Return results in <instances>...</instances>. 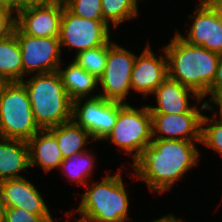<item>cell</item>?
<instances>
[{
  "label": "cell",
  "instance_id": "cell-1",
  "mask_svg": "<svg viewBox=\"0 0 222 222\" xmlns=\"http://www.w3.org/2000/svg\"><path fill=\"white\" fill-rule=\"evenodd\" d=\"M194 141L158 139L145 148L133 163L136 179L159 193L167 190L197 165L199 151Z\"/></svg>",
  "mask_w": 222,
  "mask_h": 222
},
{
  "label": "cell",
  "instance_id": "cell-2",
  "mask_svg": "<svg viewBox=\"0 0 222 222\" xmlns=\"http://www.w3.org/2000/svg\"><path fill=\"white\" fill-rule=\"evenodd\" d=\"M168 62V77L195 91L202 99L210 95L219 54L191 46L178 33L163 47Z\"/></svg>",
  "mask_w": 222,
  "mask_h": 222
},
{
  "label": "cell",
  "instance_id": "cell-3",
  "mask_svg": "<svg viewBox=\"0 0 222 222\" xmlns=\"http://www.w3.org/2000/svg\"><path fill=\"white\" fill-rule=\"evenodd\" d=\"M27 91L34 119L40 129H50L72 120V100L58 71L33 74L21 81Z\"/></svg>",
  "mask_w": 222,
  "mask_h": 222
},
{
  "label": "cell",
  "instance_id": "cell-4",
  "mask_svg": "<svg viewBox=\"0 0 222 222\" xmlns=\"http://www.w3.org/2000/svg\"><path fill=\"white\" fill-rule=\"evenodd\" d=\"M75 212L91 222H126L129 219V198L121 173L106 175L100 182L85 185Z\"/></svg>",
  "mask_w": 222,
  "mask_h": 222
},
{
  "label": "cell",
  "instance_id": "cell-5",
  "mask_svg": "<svg viewBox=\"0 0 222 222\" xmlns=\"http://www.w3.org/2000/svg\"><path fill=\"white\" fill-rule=\"evenodd\" d=\"M129 153L135 162L152 142V117L148 105L135 108L129 103L119 107L118 117L111 132L104 139Z\"/></svg>",
  "mask_w": 222,
  "mask_h": 222
},
{
  "label": "cell",
  "instance_id": "cell-6",
  "mask_svg": "<svg viewBox=\"0 0 222 222\" xmlns=\"http://www.w3.org/2000/svg\"><path fill=\"white\" fill-rule=\"evenodd\" d=\"M38 127L22 82H12L0 96V137L28 141Z\"/></svg>",
  "mask_w": 222,
  "mask_h": 222
},
{
  "label": "cell",
  "instance_id": "cell-7",
  "mask_svg": "<svg viewBox=\"0 0 222 222\" xmlns=\"http://www.w3.org/2000/svg\"><path fill=\"white\" fill-rule=\"evenodd\" d=\"M72 101V120L84 128L94 141H103L116 123L121 102L109 101L97 94Z\"/></svg>",
  "mask_w": 222,
  "mask_h": 222
},
{
  "label": "cell",
  "instance_id": "cell-8",
  "mask_svg": "<svg viewBox=\"0 0 222 222\" xmlns=\"http://www.w3.org/2000/svg\"><path fill=\"white\" fill-rule=\"evenodd\" d=\"M136 55L122 46L108 42V57L103 75L98 79L102 94L109 101L126 103L124 100L131 91V74Z\"/></svg>",
  "mask_w": 222,
  "mask_h": 222
},
{
  "label": "cell",
  "instance_id": "cell-9",
  "mask_svg": "<svg viewBox=\"0 0 222 222\" xmlns=\"http://www.w3.org/2000/svg\"><path fill=\"white\" fill-rule=\"evenodd\" d=\"M109 26L105 21L81 18L64 6L60 22V47L75 48L79 53L105 45L110 41Z\"/></svg>",
  "mask_w": 222,
  "mask_h": 222
},
{
  "label": "cell",
  "instance_id": "cell-10",
  "mask_svg": "<svg viewBox=\"0 0 222 222\" xmlns=\"http://www.w3.org/2000/svg\"><path fill=\"white\" fill-rule=\"evenodd\" d=\"M22 54L23 80L26 74L56 72L61 67L59 37L39 38L24 34L17 26L14 32Z\"/></svg>",
  "mask_w": 222,
  "mask_h": 222
},
{
  "label": "cell",
  "instance_id": "cell-11",
  "mask_svg": "<svg viewBox=\"0 0 222 222\" xmlns=\"http://www.w3.org/2000/svg\"><path fill=\"white\" fill-rule=\"evenodd\" d=\"M63 8V0H53L44 5L21 9L15 15L16 26L27 35L59 37Z\"/></svg>",
  "mask_w": 222,
  "mask_h": 222
},
{
  "label": "cell",
  "instance_id": "cell-12",
  "mask_svg": "<svg viewBox=\"0 0 222 222\" xmlns=\"http://www.w3.org/2000/svg\"><path fill=\"white\" fill-rule=\"evenodd\" d=\"M196 8L194 16L188 15L194 19V22L187 35L177 33L191 46L203 47L219 55L222 54V22L216 11L205 0H200Z\"/></svg>",
  "mask_w": 222,
  "mask_h": 222
},
{
  "label": "cell",
  "instance_id": "cell-13",
  "mask_svg": "<svg viewBox=\"0 0 222 222\" xmlns=\"http://www.w3.org/2000/svg\"><path fill=\"white\" fill-rule=\"evenodd\" d=\"M152 139L201 141V113L151 114Z\"/></svg>",
  "mask_w": 222,
  "mask_h": 222
},
{
  "label": "cell",
  "instance_id": "cell-14",
  "mask_svg": "<svg viewBox=\"0 0 222 222\" xmlns=\"http://www.w3.org/2000/svg\"><path fill=\"white\" fill-rule=\"evenodd\" d=\"M161 50L165 56L160 54L158 58L151 50V46L147 44L142 53L139 56L136 55L131 74V89L141 92L144 97L153 94L168 77L167 56L164 48Z\"/></svg>",
  "mask_w": 222,
  "mask_h": 222
},
{
  "label": "cell",
  "instance_id": "cell-15",
  "mask_svg": "<svg viewBox=\"0 0 222 222\" xmlns=\"http://www.w3.org/2000/svg\"><path fill=\"white\" fill-rule=\"evenodd\" d=\"M0 198L4 207H17L33 214L51 215L43 196L24 177L0 181Z\"/></svg>",
  "mask_w": 222,
  "mask_h": 222
},
{
  "label": "cell",
  "instance_id": "cell-16",
  "mask_svg": "<svg viewBox=\"0 0 222 222\" xmlns=\"http://www.w3.org/2000/svg\"><path fill=\"white\" fill-rule=\"evenodd\" d=\"M191 92V93H190ZM158 106L148 105L151 114L202 113L189 104V94L200 103L203 99L193 90L167 77L153 93Z\"/></svg>",
  "mask_w": 222,
  "mask_h": 222
},
{
  "label": "cell",
  "instance_id": "cell-17",
  "mask_svg": "<svg viewBox=\"0 0 222 222\" xmlns=\"http://www.w3.org/2000/svg\"><path fill=\"white\" fill-rule=\"evenodd\" d=\"M27 144L30 167L40 166L45 172L59 169L64 158L55 135L49 129H40Z\"/></svg>",
  "mask_w": 222,
  "mask_h": 222
},
{
  "label": "cell",
  "instance_id": "cell-18",
  "mask_svg": "<svg viewBox=\"0 0 222 222\" xmlns=\"http://www.w3.org/2000/svg\"><path fill=\"white\" fill-rule=\"evenodd\" d=\"M29 167L27 141L0 137V181L20 178Z\"/></svg>",
  "mask_w": 222,
  "mask_h": 222
},
{
  "label": "cell",
  "instance_id": "cell-19",
  "mask_svg": "<svg viewBox=\"0 0 222 222\" xmlns=\"http://www.w3.org/2000/svg\"><path fill=\"white\" fill-rule=\"evenodd\" d=\"M49 130L55 135L64 159L86 151V143L90 142L88 139L91 138V140H93L88 131L77 125L73 120L62 123Z\"/></svg>",
  "mask_w": 222,
  "mask_h": 222
},
{
  "label": "cell",
  "instance_id": "cell-20",
  "mask_svg": "<svg viewBox=\"0 0 222 222\" xmlns=\"http://www.w3.org/2000/svg\"><path fill=\"white\" fill-rule=\"evenodd\" d=\"M63 86L69 98L73 101L78 98H86L99 86L98 79L86 70L71 61L65 69H58Z\"/></svg>",
  "mask_w": 222,
  "mask_h": 222
},
{
  "label": "cell",
  "instance_id": "cell-21",
  "mask_svg": "<svg viewBox=\"0 0 222 222\" xmlns=\"http://www.w3.org/2000/svg\"><path fill=\"white\" fill-rule=\"evenodd\" d=\"M0 74L12 82L23 80L22 54L14 33L0 40Z\"/></svg>",
  "mask_w": 222,
  "mask_h": 222
},
{
  "label": "cell",
  "instance_id": "cell-22",
  "mask_svg": "<svg viewBox=\"0 0 222 222\" xmlns=\"http://www.w3.org/2000/svg\"><path fill=\"white\" fill-rule=\"evenodd\" d=\"M86 150L84 152L75 154L69 158H65L59 169L65 173V175L70 178L73 183H79L81 185H86V179L91 176L94 170V160H96L94 155Z\"/></svg>",
  "mask_w": 222,
  "mask_h": 222
},
{
  "label": "cell",
  "instance_id": "cell-23",
  "mask_svg": "<svg viewBox=\"0 0 222 222\" xmlns=\"http://www.w3.org/2000/svg\"><path fill=\"white\" fill-rule=\"evenodd\" d=\"M138 0H102V16L114 28L138 16Z\"/></svg>",
  "mask_w": 222,
  "mask_h": 222
},
{
  "label": "cell",
  "instance_id": "cell-24",
  "mask_svg": "<svg viewBox=\"0 0 222 222\" xmlns=\"http://www.w3.org/2000/svg\"><path fill=\"white\" fill-rule=\"evenodd\" d=\"M107 57L108 43L76 53L73 61L89 74L99 79L104 73Z\"/></svg>",
  "mask_w": 222,
  "mask_h": 222
},
{
  "label": "cell",
  "instance_id": "cell-25",
  "mask_svg": "<svg viewBox=\"0 0 222 222\" xmlns=\"http://www.w3.org/2000/svg\"><path fill=\"white\" fill-rule=\"evenodd\" d=\"M216 114H218L217 111L214 119L203 114L200 143L219 152L222 156V115H219L220 119H218Z\"/></svg>",
  "mask_w": 222,
  "mask_h": 222
},
{
  "label": "cell",
  "instance_id": "cell-26",
  "mask_svg": "<svg viewBox=\"0 0 222 222\" xmlns=\"http://www.w3.org/2000/svg\"><path fill=\"white\" fill-rule=\"evenodd\" d=\"M63 3L71 13L81 18L104 21L102 0H63Z\"/></svg>",
  "mask_w": 222,
  "mask_h": 222
},
{
  "label": "cell",
  "instance_id": "cell-27",
  "mask_svg": "<svg viewBox=\"0 0 222 222\" xmlns=\"http://www.w3.org/2000/svg\"><path fill=\"white\" fill-rule=\"evenodd\" d=\"M3 222H54L52 215H38L17 207H4Z\"/></svg>",
  "mask_w": 222,
  "mask_h": 222
},
{
  "label": "cell",
  "instance_id": "cell-28",
  "mask_svg": "<svg viewBox=\"0 0 222 222\" xmlns=\"http://www.w3.org/2000/svg\"><path fill=\"white\" fill-rule=\"evenodd\" d=\"M7 5H0V40L13 34L16 26V14Z\"/></svg>",
  "mask_w": 222,
  "mask_h": 222
},
{
  "label": "cell",
  "instance_id": "cell-29",
  "mask_svg": "<svg viewBox=\"0 0 222 222\" xmlns=\"http://www.w3.org/2000/svg\"><path fill=\"white\" fill-rule=\"evenodd\" d=\"M51 1L53 0H7V6L16 14L21 9L44 5Z\"/></svg>",
  "mask_w": 222,
  "mask_h": 222
},
{
  "label": "cell",
  "instance_id": "cell-30",
  "mask_svg": "<svg viewBox=\"0 0 222 222\" xmlns=\"http://www.w3.org/2000/svg\"><path fill=\"white\" fill-rule=\"evenodd\" d=\"M222 87V54L219 55L216 75L212 85L210 86L211 97Z\"/></svg>",
  "mask_w": 222,
  "mask_h": 222
},
{
  "label": "cell",
  "instance_id": "cell-31",
  "mask_svg": "<svg viewBox=\"0 0 222 222\" xmlns=\"http://www.w3.org/2000/svg\"><path fill=\"white\" fill-rule=\"evenodd\" d=\"M209 98L213 105L215 104L216 106H219V115H222V87Z\"/></svg>",
  "mask_w": 222,
  "mask_h": 222
},
{
  "label": "cell",
  "instance_id": "cell-32",
  "mask_svg": "<svg viewBox=\"0 0 222 222\" xmlns=\"http://www.w3.org/2000/svg\"><path fill=\"white\" fill-rule=\"evenodd\" d=\"M217 13L222 22V0H205Z\"/></svg>",
  "mask_w": 222,
  "mask_h": 222
},
{
  "label": "cell",
  "instance_id": "cell-33",
  "mask_svg": "<svg viewBox=\"0 0 222 222\" xmlns=\"http://www.w3.org/2000/svg\"><path fill=\"white\" fill-rule=\"evenodd\" d=\"M12 83L5 75L0 74V96L5 92L6 88Z\"/></svg>",
  "mask_w": 222,
  "mask_h": 222
},
{
  "label": "cell",
  "instance_id": "cell-34",
  "mask_svg": "<svg viewBox=\"0 0 222 222\" xmlns=\"http://www.w3.org/2000/svg\"><path fill=\"white\" fill-rule=\"evenodd\" d=\"M151 222H183V221L182 219L176 218L175 216L171 214L170 215L167 214L166 216H163Z\"/></svg>",
  "mask_w": 222,
  "mask_h": 222
},
{
  "label": "cell",
  "instance_id": "cell-35",
  "mask_svg": "<svg viewBox=\"0 0 222 222\" xmlns=\"http://www.w3.org/2000/svg\"><path fill=\"white\" fill-rule=\"evenodd\" d=\"M3 215H4V205L2 204L0 198V222H3Z\"/></svg>",
  "mask_w": 222,
  "mask_h": 222
},
{
  "label": "cell",
  "instance_id": "cell-36",
  "mask_svg": "<svg viewBox=\"0 0 222 222\" xmlns=\"http://www.w3.org/2000/svg\"><path fill=\"white\" fill-rule=\"evenodd\" d=\"M75 222H91V221L86 220V219H83L82 217H80V218H78V220L75 221Z\"/></svg>",
  "mask_w": 222,
  "mask_h": 222
},
{
  "label": "cell",
  "instance_id": "cell-37",
  "mask_svg": "<svg viewBox=\"0 0 222 222\" xmlns=\"http://www.w3.org/2000/svg\"><path fill=\"white\" fill-rule=\"evenodd\" d=\"M0 5H7V0H0Z\"/></svg>",
  "mask_w": 222,
  "mask_h": 222
}]
</instances>
